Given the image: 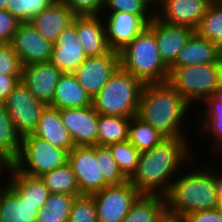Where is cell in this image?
I'll return each instance as SVG.
<instances>
[{"instance_id":"6da1fadb","label":"cell","mask_w":222,"mask_h":222,"mask_svg":"<svg viewBox=\"0 0 222 222\" xmlns=\"http://www.w3.org/2000/svg\"><path fill=\"white\" fill-rule=\"evenodd\" d=\"M188 141H191L189 136L164 138L159 145L142 152L137 169L128 181L141 194L165 196L169 192L173 180L182 171L181 167L187 162L188 164L195 162L193 158L196 157H194L191 151L192 146Z\"/></svg>"},{"instance_id":"7a4b0ae2","label":"cell","mask_w":222,"mask_h":222,"mask_svg":"<svg viewBox=\"0 0 222 222\" xmlns=\"http://www.w3.org/2000/svg\"><path fill=\"white\" fill-rule=\"evenodd\" d=\"M192 108L168 82L144 84L137 116L165 138L189 136L183 131L184 118Z\"/></svg>"},{"instance_id":"3957f363","label":"cell","mask_w":222,"mask_h":222,"mask_svg":"<svg viewBox=\"0 0 222 222\" xmlns=\"http://www.w3.org/2000/svg\"><path fill=\"white\" fill-rule=\"evenodd\" d=\"M210 167L204 164L189 172L181 171L165 195L168 214L185 217L191 212L221 207L214 182L215 168Z\"/></svg>"},{"instance_id":"277c9868","label":"cell","mask_w":222,"mask_h":222,"mask_svg":"<svg viewBox=\"0 0 222 222\" xmlns=\"http://www.w3.org/2000/svg\"><path fill=\"white\" fill-rule=\"evenodd\" d=\"M120 67L143 84L165 83L169 69L160 58L154 34L146 27L121 51Z\"/></svg>"},{"instance_id":"5b68a950","label":"cell","mask_w":222,"mask_h":222,"mask_svg":"<svg viewBox=\"0 0 222 222\" xmlns=\"http://www.w3.org/2000/svg\"><path fill=\"white\" fill-rule=\"evenodd\" d=\"M143 85L138 78L119 67L92 98V106L101 115L135 117Z\"/></svg>"},{"instance_id":"8992f818","label":"cell","mask_w":222,"mask_h":222,"mask_svg":"<svg viewBox=\"0 0 222 222\" xmlns=\"http://www.w3.org/2000/svg\"><path fill=\"white\" fill-rule=\"evenodd\" d=\"M167 82L190 105L202 103L222 84V62L171 66Z\"/></svg>"},{"instance_id":"52a82bcc","label":"cell","mask_w":222,"mask_h":222,"mask_svg":"<svg viewBox=\"0 0 222 222\" xmlns=\"http://www.w3.org/2000/svg\"><path fill=\"white\" fill-rule=\"evenodd\" d=\"M68 153L65 149L28 134L22 137L21 151L13 165L22 174L41 177L44 173L68 163Z\"/></svg>"},{"instance_id":"ba28073f","label":"cell","mask_w":222,"mask_h":222,"mask_svg":"<svg viewBox=\"0 0 222 222\" xmlns=\"http://www.w3.org/2000/svg\"><path fill=\"white\" fill-rule=\"evenodd\" d=\"M141 193L126 181L93 194L99 222H122Z\"/></svg>"},{"instance_id":"9c48e42d","label":"cell","mask_w":222,"mask_h":222,"mask_svg":"<svg viewBox=\"0 0 222 222\" xmlns=\"http://www.w3.org/2000/svg\"><path fill=\"white\" fill-rule=\"evenodd\" d=\"M4 104L21 137L33 134L46 107L22 81L14 87Z\"/></svg>"},{"instance_id":"30bf717a","label":"cell","mask_w":222,"mask_h":222,"mask_svg":"<svg viewBox=\"0 0 222 222\" xmlns=\"http://www.w3.org/2000/svg\"><path fill=\"white\" fill-rule=\"evenodd\" d=\"M68 164L81 195H93L109 186L101 172L100 158H96L95 146H75L68 153Z\"/></svg>"},{"instance_id":"8fae6325","label":"cell","mask_w":222,"mask_h":222,"mask_svg":"<svg viewBox=\"0 0 222 222\" xmlns=\"http://www.w3.org/2000/svg\"><path fill=\"white\" fill-rule=\"evenodd\" d=\"M105 15L101 16L104 19L107 43L112 51L117 52L137 37L155 17L128 12H107Z\"/></svg>"},{"instance_id":"7c38bea8","label":"cell","mask_w":222,"mask_h":222,"mask_svg":"<svg viewBox=\"0 0 222 222\" xmlns=\"http://www.w3.org/2000/svg\"><path fill=\"white\" fill-rule=\"evenodd\" d=\"M119 67V52L111 50L107 54L87 57L73 74L80 85L93 98Z\"/></svg>"},{"instance_id":"4fadbf2b","label":"cell","mask_w":222,"mask_h":222,"mask_svg":"<svg viewBox=\"0 0 222 222\" xmlns=\"http://www.w3.org/2000/svg\"><path fill=\"white\" fill-rule=\"evenodd\" d=\"M22 66L50 61L53 43L46 40L30 22H21L9 43Z\"/></svg>"},{"instance_id":"5bb4252c","label":"cell","mask_w":222,"mask_h":222,"mask_svg":"<svg viewBox=\"0 0 222 222\" xmlns=\"http://www.w3.org/2000/svg\"><path fill=\"white\" fill-rule=\"evenodd\" d=\"M147 28L154 34L160 58L168 69L175 63L177 55L195 33L190 27L169 25L156 16L148 23Z\"/></svg>"},{"instance_id":"9a60e30c","label":"cell","mask_w":222,"mask_h":222,"mask_svg":"<svg viewBox=\"0 0 222 222\" xmlns=\"http://www.w3.org/2000/svg\"><path fill=\"white\" fill-rule=\"evenodd\" d=\"M213 0H164L155 9V16L169 25L196 29Z\"/></svg>"},{"instance_id":"2e32d148","label":"cell","mask_w":222,"mask_h":222,"mask_svg":"<svg viewBox=\"0 0 222 222\" xmlns=\"http://www.w3.org/2000/svg\"><path fill=\"white\" fill-rule=\"evenodd\" d=\"M62 74L50 61L33 63L22 67L21 81L38 101L50 106Z\"/></svg>"},{"instance_id":"e0dca14e","label":"cell","mask_w":222,"mask_h":222,"mask_svg":"<svg viewBox=\"0 0 222 222\" xmlns=\"http://www.w3.org/2000/svg\"><path fill=\"white\" fill-rule=\"evenodd\" d=\"M203 108L199 109V113H196L197 117L201 115V119L198 118V128L194 136L202 137L206 136L210 138L208 144L210 151H215L217 154H222V84L213 92L212 96H209L202 102ZM204 109V110H203ZM200 131H199V130ZM205 135V136H204ZM212 137V138H211ZM213 142V143H212ZM212 146V147H211ZM218 151V152H217ZM222 156V155H221Z\"/></svg>"},{"instance_id":"ac0fdd59","label":"cell","mask_w":222,"mask_h":222,"mask_svg":"<svg viewBox=\"0 0 222 222\" xmlns=\"http://www.w3.org/2000/svg\"><path fill=\"white\" fill-rule=\"evenodd\" d=\"M60 116L75 146L97 145L98 113L93 106L62 109Z\"/></svg>"},{"instance_id":"d6986e66","label":"cell","mask_w":222,"mask_h":222,"mask_svg":"<svg viewBox=\"0 0 222 222\" xmlns=\"http://www.w3.org/2000/svg\"><path fill=\"white\" fill-rule=\"evenodd\" d=\"M87 58L81 41L78 39L76 16L53 43L50 62L62 73H73Z\"/></svg>"},{"instance_id":"ffe728a7","label":"cell","mask_w":222,"mask_h":222,"mask_svg":"<svg viewBox=\"0 0 222 222\" xmlns=\"http://www.w3.org/2000/svg\"><path fill=\"white\" fill-rule=\"evenodd\" d=\"M75 16L62 0H55L29 22L46 40L54 43L57 37L73 23Z\"/></svg>"},{"instance_id":"44dd1931","label":"cell","mask_w":222,"mask_h":222,"mask_svg":"<svg viewBox=\"0 0 222 222\" xmlns=\"http://www.w3.org/2000/svg\"><path fill=\"white\" fill-rule=\"evenodd\" d=\"M101 15L76 16L78 39L87 57L100 56L111 51Z\"/></svg>"},{"instance_id":"7402d4cb","label":"cell","mask_w":222,"mask_h":222,"mask_svg":"<svg viewBox=\"0 0 222 222\" xmlns=\"http://www.w3.org/2000/svg\"><path fill=\"white\" fill-rule=\"evenodd\" d=\"M43 205L25 202L7 183L0 182V222H36Z\"/></svg>"},{"instance_id":"603a6c76","label":"cell","mask_w":222,"mask_h":222,"mask_svg":"<svg viewBox=\"0 0 222 222\" xmlns=\"http://www.w3.org/2000/svg\"><path fill=\"white\" fill-rule=\"evenodd\" d=\"M33 135L68 152L75 147L70 133L62 122L60 110L51 106H46L43 110Z\"/></svg>"},{"instance_id":"cb8c5ba5","label":"cell","mask_w":222,"mask_h":222,"mask_svg":"<svg viewBox=\"0 0 222 222\" xmlns=\"http://www.w3.org/2000/svg\"><path fill=\"white\" fill-rule=\"evenodd\" d=\"M222 62V49L194 33L176 57L172 66L215 64Z\"/></svg>"},{"instance_id":"d4e9b609","label":"cell","mask_w":222,"mask_h":222,"mask_svg":"<svg viewBox=\"0 0 222 222\" xmlns=\"http://www.w3.org/2000/svg\"><path fill=\"white\" fill-rule=\"evenodd\" d=\"M7 173L6 183L23 199L30 204H45L50 195L40 177L22 174L13 164L4 168ZM8 170V171H7Z\"/></svg>"},{"instance_id":"484cf974","label":"cell","mask_w":222,"mask_h":222,"mask_svg":"<svg viewBox=\"0 0 222 222\" xmlns=\"http://www.w3.org/2000/svg\"><path fill=\"white\" fill-rule=\"evenodd\" d=\"M59 110L92 106V97L80 85L73 73H63L55 88L50 105Z\"/></svg>"},{"instance_id":"4316f807","label":"cell","mask_w":222,"mask_h":222,"mask_svg":"<svg viewBox=\"0 0 222 222\" xmlns=\"http://www.w3.org/2000/svg\"><path fill=\"white\" fill-rule=\"evenodd\" d=\"M22 137L8 114L5 104L0 103V162L12 165L19 157Z\"/></svg>"},{"instance_id":"83f0119b","label":"cell","mask_w":222,"mask_h":222,"mask_svg":"<svg viewBox=\"0 0 222 222\" xmlns=\"http://www.w3.org/2000/svg\"><path fill=\"white\" fill-rule=\"evenodd\" d=\"M166 212L165 196L141 194L122 222H158Z\"/></svg>"},{"instance_id":"f1b7e54d","label":"cell","mask_w":222,"mask_h":222,"mask_svg":"<svg viewBox=\"0 0 222 222\" xmlns=\"http://www.w3.org/2000/svg\"><path fill=\"white\" fill-rule=\"evenodd\" d=\"M130 117L98 114L97 145L109 146L128 140Z\"/></svg>"},{"instance_id":"f546056e","label":"cell","mask_w":222,"mask_h":222,"mask_svg":"<svg viewBox=\"0 0 222 222\" xmlns=\"http://www.w3.org/2000/svg\"><path fill=\"white\" fill-rule=\"evenodd\" d=\"M164 136L140 117L131 118L129 124L128 141L140 152H145L159 145Z\"/></svg>"},{"instance_id":"4dcf8cb0","label":"cell","mask_w":222,"mask_h":222,"mask_svg":"<svg viewBox=\"0 0 222 222\" xmlns=\"http://www.w3.org/2000/svg\"><path fill=\"white\" fill-rule=\"evenodd\" d=\"M40 178L44 181L50 193L67 194L75 197L81 195L75 174L68 163L44 173Z\"/></svg>"},{"instance_id":"1f68e13d","label":"cell","mask_w":222,"mask_h":222,"mask_svg":"<svg viewBox=\"0 0 222 222\" xmlns=\"http://www.w3.org/2000/svg\"><path fill=\"white\" fill-rule=\"evenodd\" d=\"M74 199L75 196L50 193L48 200L38 211L36 222H69Z\"/></svg>"},{"instance_id":"d6a6232c","label":"cell","mask_w":222,"mask_h":222,"mask_svg":"<svg viewBox=\"0 0 222 222\" xmlns=\"http://www.w3.org/2000/svg\"><path fill=\"white\" fill-rule=\"evenodd\" d=\"M199 37L206 38L222 49V0H213L195 29Z\"/></svg>"},{"instance_id":"836d02e7","label":"cell","mask_w":222,"mask_h":222,"mask_svg":"<svg viewBox=\"0 0 222 222\" xmlns=\"http://www.w3.org/2000/svg\"><path fill=\"white\" fill-rule=\"evenodd\" d=\"M108 147L119 170L129 179L137 169L141 153L128 140L109 145Z\"/></svg>"},{"instance_id":"e575fe53","label":"cell","mask_w":222,"mask_h":222,"mask_svg":"<svg viewBox=\"0 0 222 222\" xmlns=\"http://www.w3.org/2000/svg\"><path fill=\"white\" fill-rule=\"evenodd\" d=\"M5 10L20 22H29L35 15L49 7L55 0H6Z\"/></svg>"},{"instance_id":"d590c367","label":"cell","mask_w":222,"mask_h":222,"mask_svg":"<svg viewBox=\"0 0 222 222\" xmlns=\"http://www.w3.org/2000/svg\"><path fill=\"white\" fill-rule=\"evenodd\" d=\"M96 158H100V168L104 176L105 182L111 185H120L128 181V179L119 170L112 152L108 146L95 145Z\"/></svg>"},{"instance_id":"8d00e7d4","label":"cell","mask_w":222,"mask_h":222,"mask_svg":"<svg viewBox=\"0 0 222 222\" xmlns=\"http://www.w3.org/2000/svg\"><path fill=\"white\" fill-rule=\"evenodd\" d=\"M69 222H99L92 195L75 197L70 208Z\"/></svg>"},{"instance_id":"74e56055","label":"cell","mask_w":222,"mask_h":222,"mask_svg":"<svg viewBox=\"0 0 222 222\" xmlns=\"http://www.w3.org/2000/svg\"><path fill=\"white\" fill-rule=\"evenodd\" d=\"M146 0H105L101 15L107 12H128L135 15H155ZM151 10V11H150Z\"/></svg>"},{"instance_id":"f35d334b","label":"cell","mask_w":222,"mask_h":222,"mask_svg":"<svg viewBox=\"0 0 222 222\" xmlns=\"http://www.w3.org/2000/svg\"><path fill=\"white\" fill-rule=\"evenodd\" d=\"M22 64L9 43H0V74L21 75Z\"/></svg>"},{"instance_id":"ab89813d","label":"cell","mask_w":222,"mask_h":222,"mask_svg":"<svg viewBox=\"0 0 222 222\" xmlns=\"http://www.w3.org/2000/svg\"><path fill=\"white\" fill-rule=\"evenodd\" d=\"M76 16L101 15L105 0H62Z\"/></svg>"},{"instance_id":"60d3db41","label":"cell","mask_w":222,"mask_h":222,"mask_svg":"<svg viewBox=\"0 0 222 222\" xmlns=\"http://www.w3.org/2000/svg\"><path fill=\"white\" fill-rule=\"evenodd\" d=\"M20 23L9 11L0 9V43H10Z\"/></svg>"},{"instance_id":"b9f144b4","label":"cell","mask_w":222,"mask_h":222,"mask_svg":"<svg viewBox=\"0 0 222 222\" xmlns=\"http://www.w3.org/2000/svg\"><path fill=\"white\" fill-rule=\"evenodd\" d=\"M184 218L187 222H222V206L213 210L191 212Z\"/></svg>"},{"instance_id":"7bdbcfd3","label":"cell","mask_w":222,"mask_h":222,"mask_svg":"<svg viewBox=\"0 0 222 222\" xmlns=\"http://www.w3.org/2000/svg\"><path fill=\"white\" fill-rule=\"evenodd\" d=\"M21 81V75L0 74V103H4L14 87Z\"/></svg>"},{"instance_id":"ee69618b","label":"cell","mask_w":222,"mask_h":222,"mask_svg":"<svg viewBox=\"0 0 222 222\" xmlns=\"http://www.w3.org/2000/svg\"><path fill=\"white\" fill-rule=\"evenodd\" d=\"M214 182L216 186L217 197H218L219 203L222 206V171L221 170L218 171L215 169Z\"/></svg>"},{"instance_id":"f6af8a7d","label":"cell","mask_w":222,"mask_h":222,"mask_svg":"<svg viewBox=\"0 0 222 222\" xmlns=\"http://www.w3.org/2000/svg\"><path fill=\"white\" fill-rule=\"evenodd\" d=\"M158 222H187L184 217L168 214L167 212Z\"/></svg>"},{"instance_id":"bcb514c9","label":"cell","mask_w":222,"mask_h":222,"mask_svg":"<svg viewBox=\"0 0 222 222\" xmlns=\"http://www.w3.org/2000/svg\"><path fill=\"white\" fill-rule=\"evenodd\" d=\"M146 1L151 5V7L153 6L155 10V8L157 9V7H159L163 3L164 0H146Z\"/></svg>"},{"instance_id":"7dc6e473","label":"cell","mask_w":222,"mask_h":222,"mask_svg":"<svg viewBox=\"0 0 222 222\" xmlns=\"http://www.w3.org/2000/svg\"><path fill=\"white\" fill-rule=\"evenodd\" d=\"M6 3H7L6 0H0V9H1V10H5V8H6Z\"/></svg>"},{"instance_id":"c3c4849f","label":"cell","mask_w":222,"mask_h":222,"mask_svg":"<svg viewBox=\"0 0 222 222\" xmlns=\"http://www.w3.org/2000/svg\"><path fill=\"white\" fill-rule=\"evenodd\" d=\"M4 168H5V165L3 163L0 162V175L4 173ZM2 176H0V180H1Z\"/></svg>"}]
</instances>
